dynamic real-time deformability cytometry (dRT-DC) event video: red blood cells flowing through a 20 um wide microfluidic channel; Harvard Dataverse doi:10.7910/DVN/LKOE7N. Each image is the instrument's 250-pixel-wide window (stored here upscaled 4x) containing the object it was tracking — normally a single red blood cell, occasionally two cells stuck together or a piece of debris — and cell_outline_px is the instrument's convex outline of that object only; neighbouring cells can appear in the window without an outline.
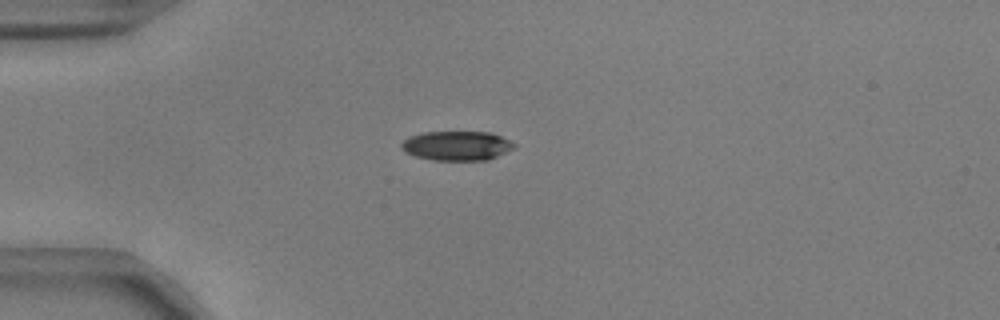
{"species": "common noctule bat (a hibernating species)", "species_latin": "Nyctalus noctula", "temperature_condition": "warm", "stored_images_in_passage": 7, "camera_frame_rate_fps": 3000, "um_per_image_px": 0.085, "animal": {"sex": "male", "body_mass_g": 17.9, "forearm_length_mm": 54.2}, "frame": {"image": 1, "passage_image": 1, "time_ms": 0.0, "image_size_px": [1000, 320], "cell_outline_px": [[516, 148], [488, 160], [432, 160], [416, 156], [404, 152], [400, 148], [400, 144], [408, 136], [424, 132], [492, 132], [516, 144]], "centroid_in_image_um": [38.82, 12.39], "position_along_channel_um": 46.2, "area_um2": 19.48}}